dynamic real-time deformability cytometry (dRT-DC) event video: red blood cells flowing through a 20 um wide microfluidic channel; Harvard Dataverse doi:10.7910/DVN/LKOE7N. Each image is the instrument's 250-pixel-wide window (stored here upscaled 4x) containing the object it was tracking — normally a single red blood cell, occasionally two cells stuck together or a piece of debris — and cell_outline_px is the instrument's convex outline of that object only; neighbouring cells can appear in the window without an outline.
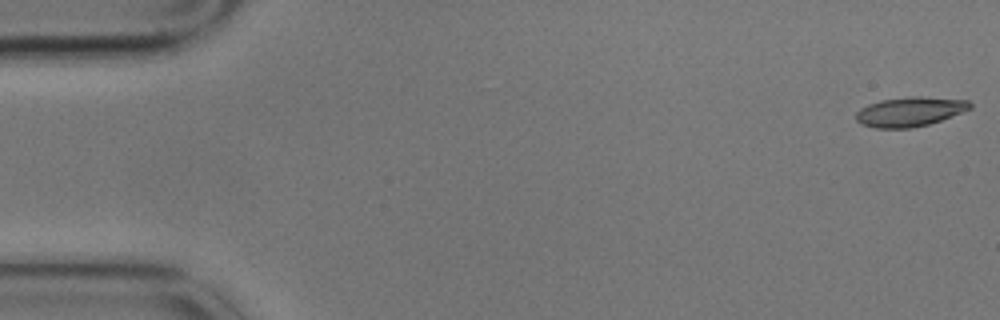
{"species": "common noctule bat (a hibernating species)", "species_latin": "Nyctalus noctula", "temperature_condition": "cold", "stored_images_in_passage": 3, "camera_frame_rate_fps": 3000, "um_per_image_px": 0.085, "animal": {"sex": "male", "body_mass_g": 17.9}, "frame": {"image": 1, "passage_image": 1, "time_ms": 0.0, "image_size_px": [1000, 320], "cell_outline_px": [[972, 108], [940, 120], [928, 124], [912, 128], [876, 128], [860, 124], [856, 120], [856, 112], [860, 108], [868, 104], [880, 100], [912, 96], [920, 96], [968, 100], [972, 104]], "centroid_in_image_um": [77.31, 9.49], "position_along_channel_um": 7.7, "area_um2": 19.59}}